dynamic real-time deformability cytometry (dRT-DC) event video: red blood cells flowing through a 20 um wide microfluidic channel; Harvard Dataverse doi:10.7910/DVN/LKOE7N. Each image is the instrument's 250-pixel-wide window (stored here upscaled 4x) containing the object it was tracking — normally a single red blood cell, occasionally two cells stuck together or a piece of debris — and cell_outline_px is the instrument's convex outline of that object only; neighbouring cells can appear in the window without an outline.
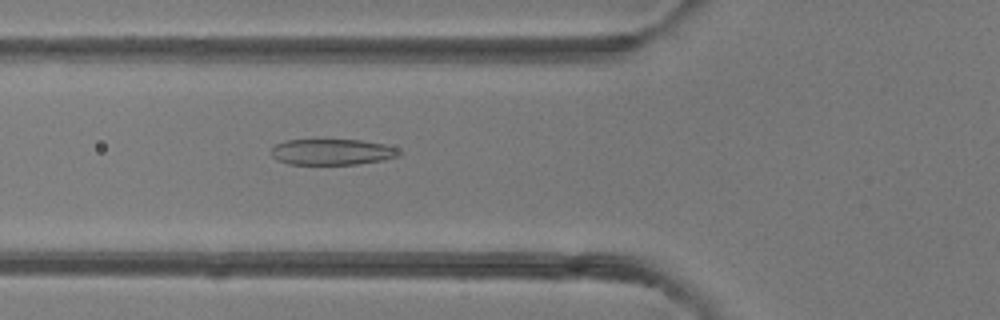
{"species": "common noctule bat (a hibernating species)", "species_latin": "Nyctalus noctula", "temperature_condition": "room temperature", "stored_images_in_passage": 44, "camera_frame_rate_fps": 3000, "um_per_image_px": 0.085, "animal": {"sex": "female"}, "frame": {"image": 1, "passage_image": 13, "time_ms": 4.0, "image_size_px": [1000, 320], "cell_outline_px": [[404, 152], [400, 156], [384, 160], [356, 164], [288, 164], [276, 160], [272, 156], [272, 148], [276, 144], [284, 140], [360, 140], [384, 144], [396, 148]], "centroid_in_image_um": [28.25, 12.92], "position_along_channel_um": 97.5, "area_um2": 19.42}}
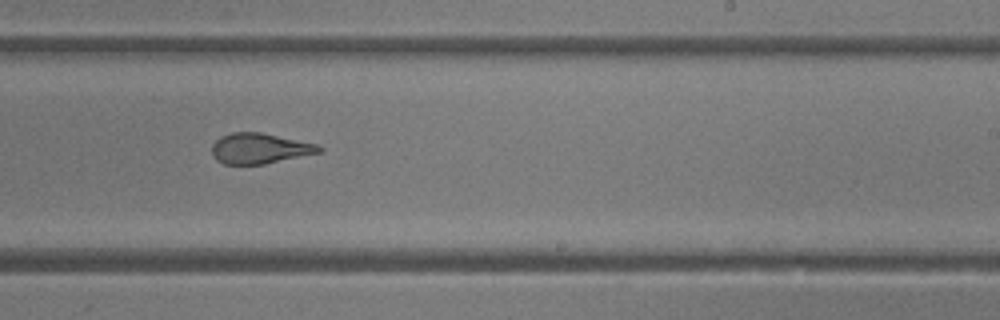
{"frame": {"image": 2, "passage_image": 25, "time_ms": 8.0, "image_size_px": [1000, 320], "cell_outline_px": [[324, 148], [320, 152], [264, 164], [224, 164], [216, 160], [212, 156], [212, 144], [220, 136], [232, 132], [260, 132], [316, 144]], "centroid_in_image_um": [22.02, 12.61], "position_along_channel_um": 267.0, "area_um2": 18.9}}
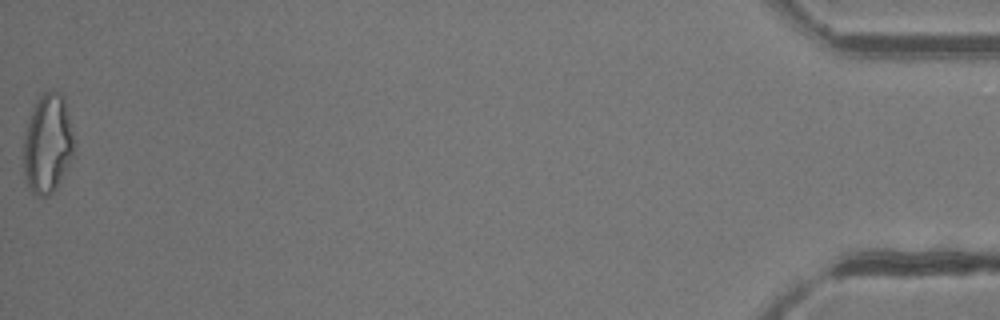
{"frame": {"image": 3, "passage_image": 44, "time_ms": 14.333, "image_size_px": [1000, 320], "cell_outline_px": [[76, 140], [72, 156], [56, 188], [48, 196], [36, 196], [32, 192], [24, 176], [24, 140], [28, 124], [32, 112], [40, 96], [44, 92], [60, 92], [64, 96]], "centroid_in_image_um": [4.08, 12.22], "position_along_channel_um": 431.1, "area_um2": 28.96}, "authors_computed_cell_mechanics": {"area_um2": 21.8773, "velocity_mm_per_s": 4.2208, "shape_relaxation_time_tau1_ms": null, "shape_relaxation_time_tau2_ms": 1.2667, "deformation_change_tau1": null, "deformation_change_tau2": 0.0956}}